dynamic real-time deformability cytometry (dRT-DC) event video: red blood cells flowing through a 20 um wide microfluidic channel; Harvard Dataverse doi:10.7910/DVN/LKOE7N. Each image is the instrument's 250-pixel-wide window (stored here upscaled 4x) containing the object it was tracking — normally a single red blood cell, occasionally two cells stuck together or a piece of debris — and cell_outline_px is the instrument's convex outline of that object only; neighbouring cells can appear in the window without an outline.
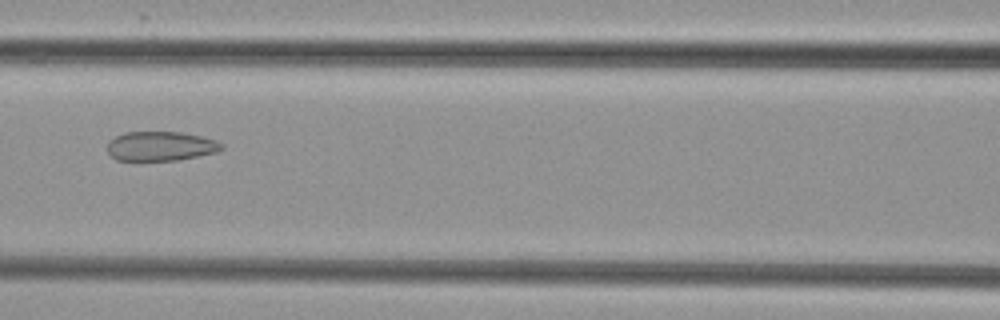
{"species": "common noctule bat (a hibernating species)", "species_latin": "Nyctalus noctula", "temperature_condition": "cold", "stored_images_in_passage": 7, "camera_frame_rate_fps": 3000, "um_per_image_px": 0.085, "animal": {"sex": "female", "body_mass_g": 29.2, "forearm_length_mm": 56.3}, "frame": {"image": 1, "passage_image": 4, "time_ms": 3.667, "image_size_px": [1000, 320], "cell_outline_px": [[224, 148], [216, 152], [176, 160], [116, 160], [108, 152], [108, 144], [116, 136], [124, 132], [180, 132], [200, 136], [216, 140], [224, 144]], "centroid_in_image_um": [13.67, 12.42], "position_along_channel_um": 152.9, "area_um2": 19.36}}
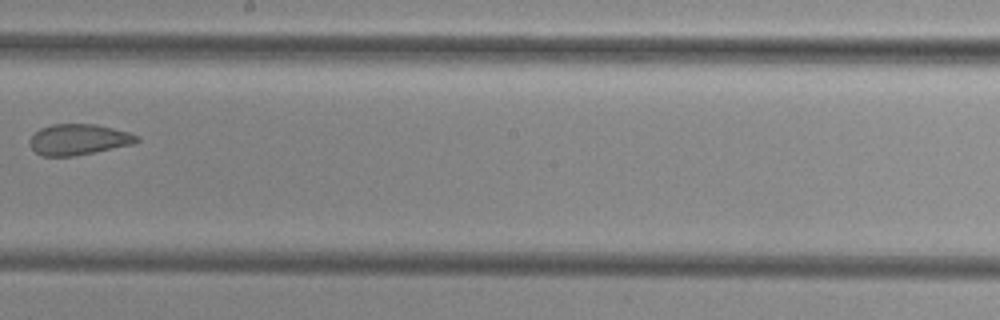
{"frame": {"image": 2, "passage_image": 6, "time_ms": 6.0, "image_size_px": [1000, 320], "cell_outline_px": [[140, 140], [132, 144], [96, 152], [72, 156], [40, 156], [28, 144], [28, 140], [40, 128], [52, 124], [96, 124], [128, 132], [140, 136]], "centroid_in_image_um": [6.66, 11.86], "position_along_channel_um": 241.5, "area_um2": 19.31}}
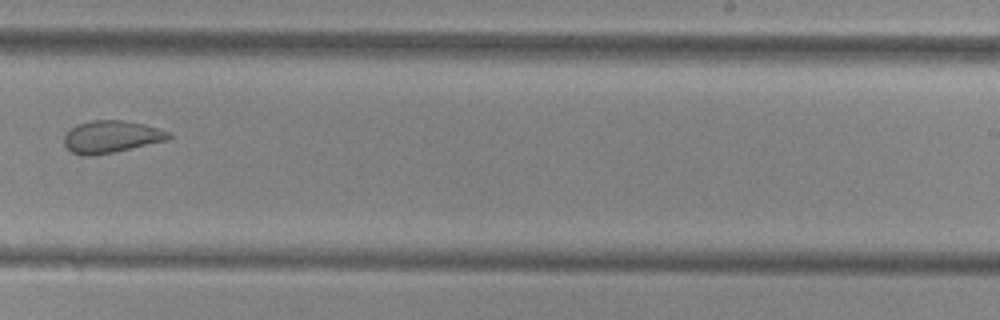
{"frame": {"image": 3, "passage_image": 7, "time_ms": 7.0, "image_size_px": [1000, 320], "cell_outline_px": [[172, 136], [168, 140], [112, 152], [92, 156], [80, 156], [72, 152], [64, 144], [64, 136], [76, 124], [92, 120], [120, 120], [144, 124], [172, 132]], "centroid_in_image_um": [9.46, 11.62], "position_along_channel_um": 279.5, "area_um2": 19.59}}